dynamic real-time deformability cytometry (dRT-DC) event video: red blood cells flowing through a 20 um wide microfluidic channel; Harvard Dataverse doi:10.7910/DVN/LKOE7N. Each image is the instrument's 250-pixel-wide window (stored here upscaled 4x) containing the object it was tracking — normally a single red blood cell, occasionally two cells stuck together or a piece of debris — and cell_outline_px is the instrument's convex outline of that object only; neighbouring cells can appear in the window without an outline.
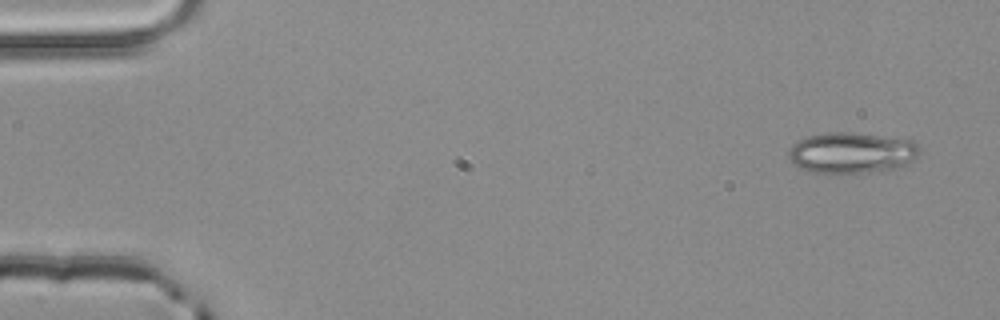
{"species": "common noctule bat (a hibernating species)", "species_latin": "Nyctalus noctula", "temperature_condition": "room temperature", "stored_images_in_passage": 4, "camera_frame_rate_fps": 3000, "um_per_image_px": 0.085, "animal": {"sex": "male", "body_mass_g": 20.4}, "frame": {"image": 1, "passage_image": 1, "time_ms": 0.0, "image_size_px": [1000, 320], "cell_outline_px": [[920, 152], [916, 156], [904, 164], [896, 168], [868, 172], [828, 176], [812, 172], [800, 168], [788, 156], [788, 152], [792, 144], [808, 136], [832, 132], [852, 132], [912, 140], [920, 148]], "centroid_in_image_um": [72.35, 13.01], "position_along_channel_um": 12.7, "area_um2": 31.44}}